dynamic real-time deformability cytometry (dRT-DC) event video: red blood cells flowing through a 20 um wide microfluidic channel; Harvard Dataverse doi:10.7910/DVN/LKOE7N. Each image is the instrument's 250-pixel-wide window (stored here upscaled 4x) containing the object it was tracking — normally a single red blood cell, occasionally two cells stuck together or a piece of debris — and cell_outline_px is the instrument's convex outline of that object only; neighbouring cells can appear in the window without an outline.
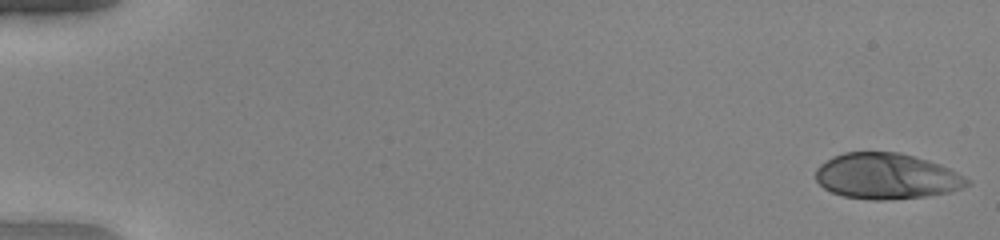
{"species": "human", "species_latin": "Homo sapiens", "temperature_condition": "warm", "stored_images_in_passage": 51, "camera_frame_rate_fps": 3000, "um_per_image_px": 0.085, "donor": {"sex": "female"}, "frame": {"image": 1, "passage_image": 1, "time_ms": 0.0, "image_size_px": [1000, 240], "cell_outline_px": [[972, 184], [952, 192], [924, 196], [884, 200], [872, 200], [844, 196], [832, 192], [824, 188], [816, 180], [816, 168], [820, 164], [832, 156], [844, 152], [900, 152], [928, 160], [940, 164], [964, 176]], "centroid_in_image_um": [75.35, 14.97], "position_along_channel_um": 9.6, "area_um2": 40.46}}
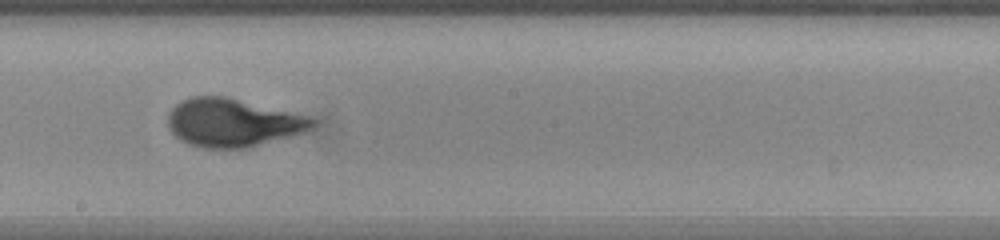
{"frame": {"image": 2, "passage_image": 30, "time_ms": 9.667, "image_size_px": [1000, 240], "cell_outline_px": [[320, 120], [312, 128], [304, 132], [244, 148], [204, 148], [188, 144], [180, 140], [168, 128], [168, 112], [176, 104], [192, 96], [224, 96], [312, 116]], "centroid_in_image_um": [19.81, 10.42], "position_along_channel_um": 228.4, "area_um2": 40.63}}
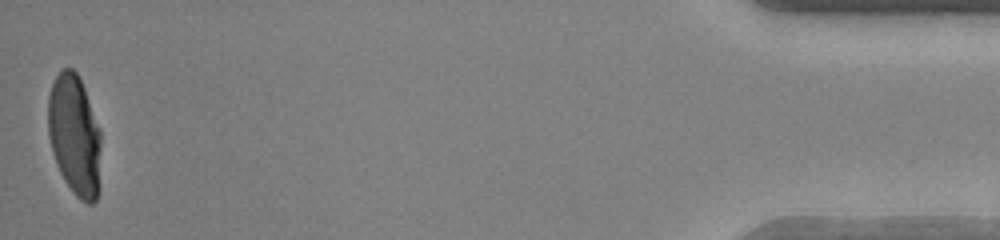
{"frame": {"image": 3, "passage_image": 51, "time_ms": 16.667, "image_size_px": [1000, 240], "cell_outline_px": [[100, 188], [96, 200], [92, 204], [88, 204], [80, 200], [72, 192], [64, 180], [56, 164], [52, 152], [48, 136], [48, 96], [52, 84], [56, 76], [64, 68], [72, 68], [76, 72], [84, 88], [100, 128]], "centroid_in_image_um": [6.34, 11.54], "position_along_channel_um": 428.9, "area_um2": 37.63}, "authors_computed_cell_mechanics": {"area_um2": 39.593, "velocity_mm_per_s": 4.0546, "shape_relaxation_time_tau1_ms": 4.966, "shape_relaxation_time_tau2_ms": null, "deformation_change_tau1": 0.2872, "deformation_change_tau2": null}}